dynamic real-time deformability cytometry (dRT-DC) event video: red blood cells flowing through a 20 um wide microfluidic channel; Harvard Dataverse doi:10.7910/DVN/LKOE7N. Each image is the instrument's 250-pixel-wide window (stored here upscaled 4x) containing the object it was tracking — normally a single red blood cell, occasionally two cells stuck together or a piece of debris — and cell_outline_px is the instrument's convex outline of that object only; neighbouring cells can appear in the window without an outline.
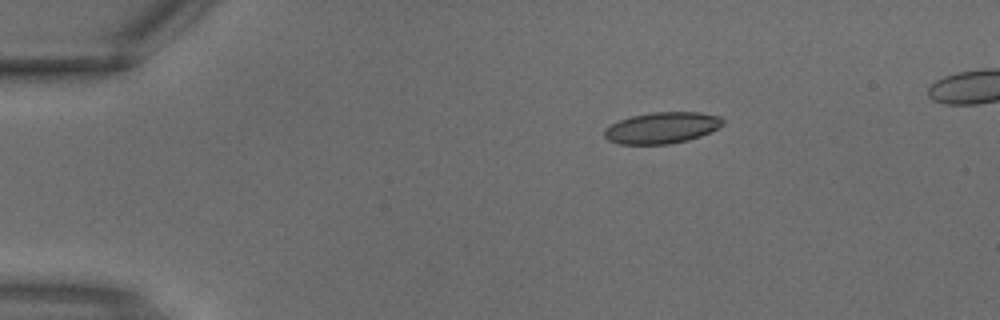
{"species": "common noctule bat (a hibernating species)", "species_latin": "Nyctalus noctula", "temperature_condition": "warm", "stored_images_in_passage": 3, "camera_frame_rate_fps": 3000, "um_per_image_px": 0.085, "animal": {"sex": "male", "body_mass_g": 18.8}, "frame": {"image": 1, "passage_image": 1, "time_ms": 0.0, "image_size_px": [1000, 320], "cell_outline_px": [[724, 124], [700, 136], [688, 140], [668, 144], [620, 144], [608, 140], [604, 136], [604, 128], [620, 120], [632, 116], [652, 112], [700, 112], [720, 116], [724, 120]], "centroid_in_image_um": [56.26, 10.86], "position_along_channel_um": 28.7, "area_um2": 21.5}}